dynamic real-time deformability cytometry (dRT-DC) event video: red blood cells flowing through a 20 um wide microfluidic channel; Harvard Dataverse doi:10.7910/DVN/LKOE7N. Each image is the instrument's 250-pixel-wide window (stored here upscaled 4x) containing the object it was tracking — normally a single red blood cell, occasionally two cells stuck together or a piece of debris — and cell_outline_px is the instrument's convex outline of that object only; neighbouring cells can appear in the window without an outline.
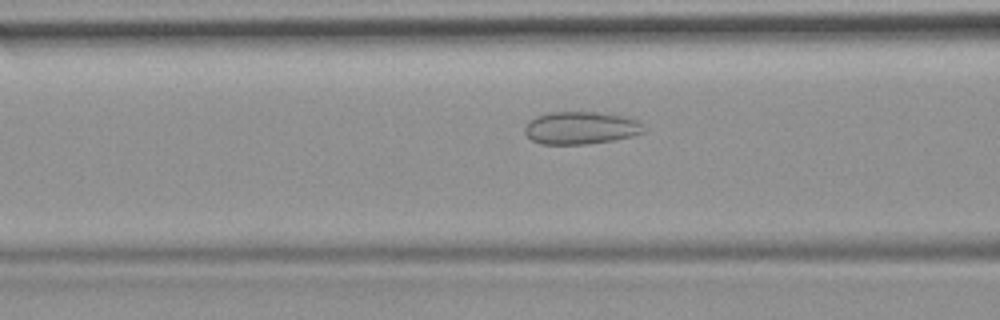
{"species": "common noctule bat (a hibernating species)", "species_latin": "Nyctalus noctula", "temperature_condition": "room temperature", "stored_images_in_passage": 51, "camera_frame_rate_fps": 3000, "um_per_image_px": 0.085, "animal": {"sex": "female", "body_mass_g": 19.9}, "frame": {"image": 1, "passage_image": 19, "time_ms": 6.0, "image_size_px": [1000, 320], "cell_outline_px": [[644, 132], [632, 136], [612, 140], [584, 144], [540, 144], [532, 140], [524, 132], [524, 128], [528, 120], [536, 116], [552, 112], [596, 112], [624, 116], [636, 120], [640, 124]], "centroid_in_image_um": [49.31, 10.87], "position_along_channel_um": 117.3, "area_um2": 22.43}}
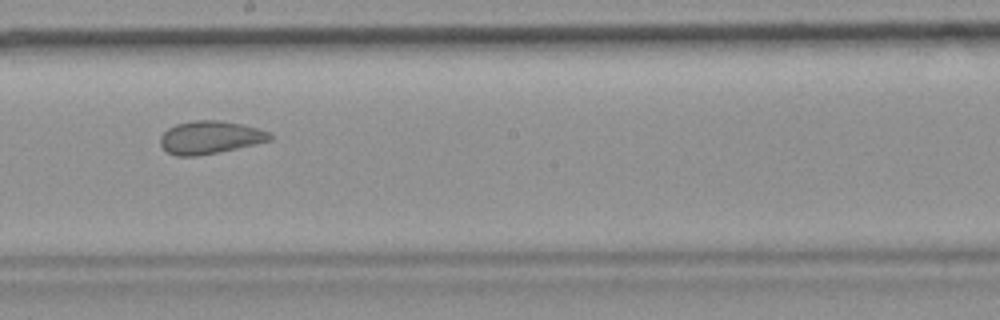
{"frame": {"image": 2, "passage_image": 28, "time_ms": 9.0, "image_size_px": [1000, 320], "cell_outline_px": [[272, 140], [220, 152], [196, 156], [176, 156], [168, 152], [160, 144], [160, 136], [168, 128], [176, 124], [192, 120], [220, 120], [240, 124], [256, 128], [268, 132], [272, 136]], "centroid_in_image_um": [17.83, 11.68], "position_along_channel_um": 230.4, "area_um2": 20.92}}
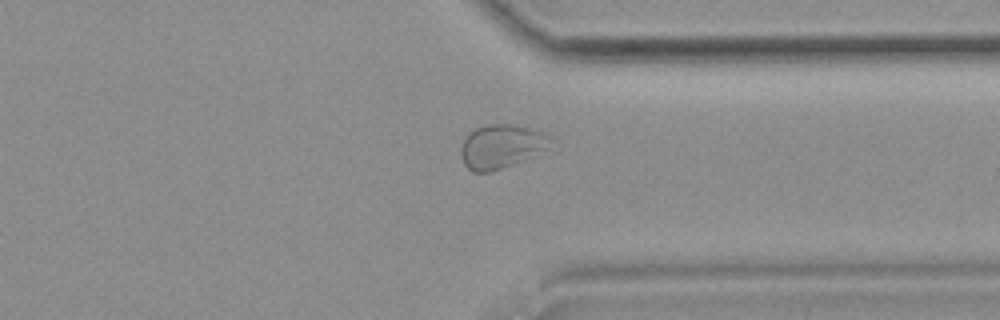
{"frame": {"image": 3, "passage_image": 39, "time_ms": 12.667, "image_size_px": [1000, 320], "cell_outline_px": [[556, 140], [544, 148], [512, 164], [488, 172], [472, 172], [464, 164], [460, 156], [460, 148], [468, 132], [476, 128], [488, 124], [508, 124], [528, 128], [540, 132]], "centroid_in_image_um": [42.52, 12.43], "position_along_channel_um": 368.9, "area_um2": 22.25}, "authors_computed_cell_mechanics": {"area_um2": 26.3568, "velocity_mm_per_s": 3.7854, "shape_relaxation_time_tau1_ms": null, "shape_relaxation_time_tau2_ms": 0.986, "deformation_change_tau1": null, "deformation_change_tau2": 0.0665}}